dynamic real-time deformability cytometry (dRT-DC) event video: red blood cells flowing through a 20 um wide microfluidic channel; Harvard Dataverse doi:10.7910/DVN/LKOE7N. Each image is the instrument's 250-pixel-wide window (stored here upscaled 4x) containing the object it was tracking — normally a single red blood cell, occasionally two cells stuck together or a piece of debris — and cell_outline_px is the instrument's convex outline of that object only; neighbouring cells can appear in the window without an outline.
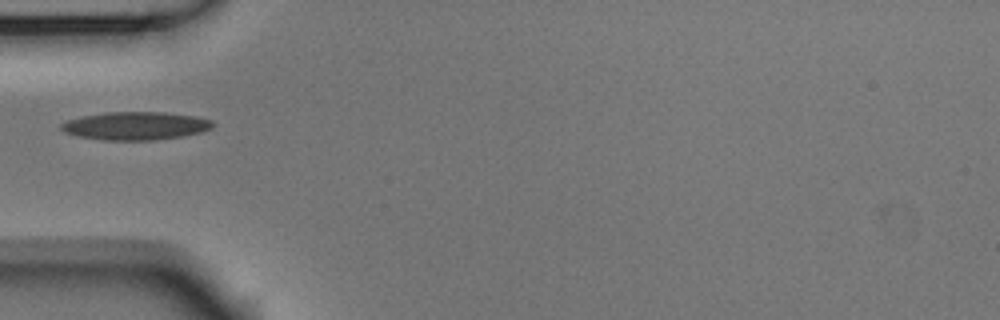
{"species": "Egyptian fruit bat (a non-hibernating species)", "species_latin": "Rousettus aegyptiacus", "temperature_condition": "room temperature", "stored_images_in_passage": 37, "camera_frame_rate_fps": 3000, "um_per_image_px": 0.085, "animal": {"sex": "male"}, "frame": {"image": 1, "passage_image": 1, "time_ms": 0.0, "image_size_px": [1000, 320], "cell_outline_px": [[212, 128], [200, 132], [184, 136], [156, 140], [104, 140], [80, 136], [64, 132], [60, 128], [60, 124], [68, 120], [80, 116], [104, 112], [160, 112], [196, 116], [212, 120]], "centroid_in_image_um": [11.51, 10.69], "position_along_channel_um": 73.5, "area_um2": 24.8}}
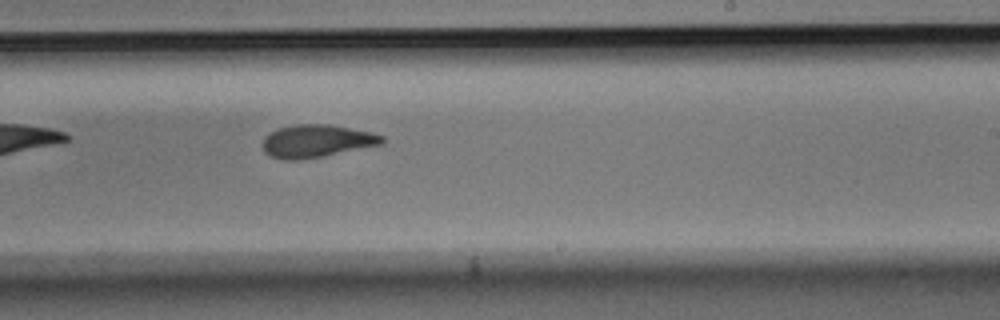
{"frame": {"image": 2, "passage_image": 16, "time_ms": 5.0, "image_size_px": [1000, 320], "cell_outline_px": [[388, 140], [384, 144], [324, 156], [300, 160], [280, 160], [268, 156], [264, 152], [260, 144], [264, 136], [268, 132], [280, 128], [296, 124], [328, 124], [372, 132], [384, 136]], "centroid_in_image_um": [26.89, 12.0], "position_along_channel_um": 262.1, "area_um2": 23.35}}
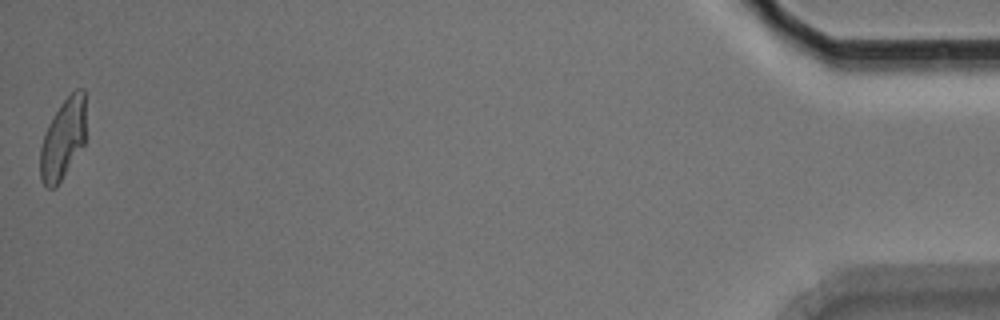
{"frame": {"image": 3, "passage_image": 37, "time_ms": 12.0, "image_size_px": [1000, 320], "cell_outline_px": [[84, 144], [56, 188], [48, 188], [40, 180], [40, 148], [44, 132], [48, 124], [60, 104], [76, 88], [84, 88]], "centroid_in_image_um": [5.32, 11.83], "position_along_channel_um": 429.9, "area_um2": 21.27}}